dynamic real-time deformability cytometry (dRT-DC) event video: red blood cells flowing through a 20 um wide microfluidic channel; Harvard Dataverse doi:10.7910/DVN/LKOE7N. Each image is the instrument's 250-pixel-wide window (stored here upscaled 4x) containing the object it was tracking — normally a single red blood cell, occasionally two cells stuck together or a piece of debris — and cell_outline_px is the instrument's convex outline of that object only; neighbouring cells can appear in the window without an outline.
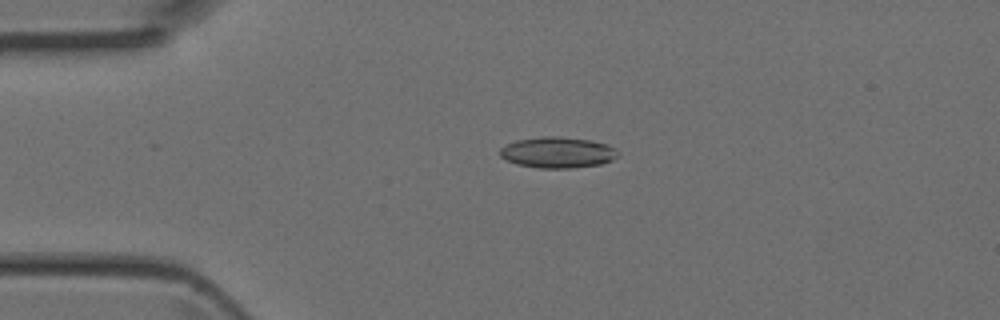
{"species": "Egyptian fruit bat (a non-hibernating species)", "species_latin": "Rousettus aegyptiacus", "temperature_condition": "room temperature", "stored_images_in_passage": 3, "camera_frame_rate_fps": 3000, "um_per_image_px": 0.085, "animal": {"sex": "female"}, "frame": {"image": 1, "passage_image": 2, "time_ms": 0.333, "image_size_px": [1000, 320], "cell_outline_px": [[620, 156], [612, 160], [600, 164], [568, 168], [540, 168], [516, 164], [500, 156], [500, 148], [504, 144], [516, 140], [544, 136], [560, 136], [592, 140], [604, 144], [620, 152]], "centroid_in_image_um": [47.38, 12.95], "position_along_channel_um": 37.6, "area_um2": 21.33}}